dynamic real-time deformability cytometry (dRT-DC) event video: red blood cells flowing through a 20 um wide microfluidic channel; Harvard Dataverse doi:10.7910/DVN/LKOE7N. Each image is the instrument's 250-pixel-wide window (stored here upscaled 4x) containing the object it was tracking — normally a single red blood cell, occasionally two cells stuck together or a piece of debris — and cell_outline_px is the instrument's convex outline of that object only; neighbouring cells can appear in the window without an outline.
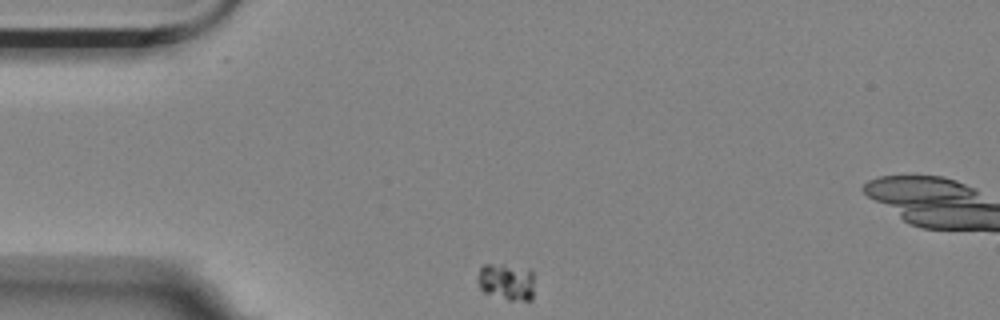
{"species": "Egyptian fruit bat (a non-hibernating species)", "species_latin": "Rousettus aegyptiacus", "temperature_condition": "room temperature", "stored_images_in_passage": 3, "camera_frame_rate_fps": 3000, "um_per_image_px": 0.085, "animal": {"sex": "female"}, "frame": {"image": 1, "passage_image": 1, "time_ms": 0.0, "image_size_px": [1000, 320], "cell_outline_px": [[532, 300], [508, 300], [484, 292], [480, 288], [476, 280], [476, 276], [480, 268], [484, 264], [504, 264], [532, 268]], "centroid_in_image_um": [43.02, 23.91], "position_along_channel_um": 42.0, "area_um2": 12.43}}